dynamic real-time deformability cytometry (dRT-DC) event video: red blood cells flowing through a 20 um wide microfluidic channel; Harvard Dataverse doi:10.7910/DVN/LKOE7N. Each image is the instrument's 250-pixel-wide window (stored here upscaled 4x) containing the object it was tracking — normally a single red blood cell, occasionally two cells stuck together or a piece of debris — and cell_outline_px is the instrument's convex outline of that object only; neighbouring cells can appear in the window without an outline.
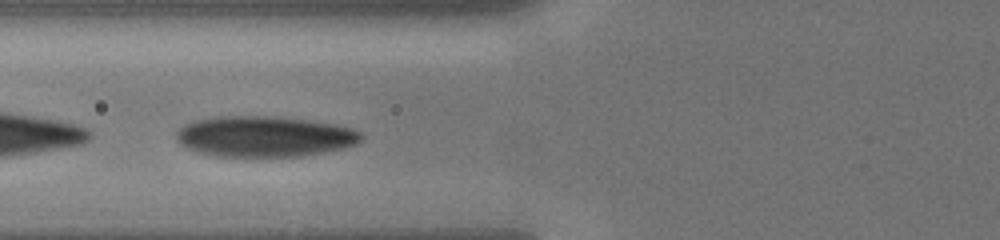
{"species": "human", "species_latin": "Homo sapiens", "temperature_condition": "cold", "stored_images_in_passage": 25, "camera_frame_rate_fps": 3000, "um_per_image_px": 0.085, "donor": {"sex": "male"}, "frame": {"image": 1, "passage_image": 12, "time_ms": 2.667, "image_size_px": [1000, 240], "cell_outline_px": [[360, 140], [356, 144], [344, 148], [324, 152], [300, 156], [212, 156], [184, 148], [176, 140], [176, 132], [184, 124], [192, 120], [212, 116], [268, 116], [304, 120], [336, 124], [352, 128], [360, 132]], "centroid_in_image_um": [22.4, 11.6], "position_along_channel_um": 103.4, "area_um2": 43.99}}
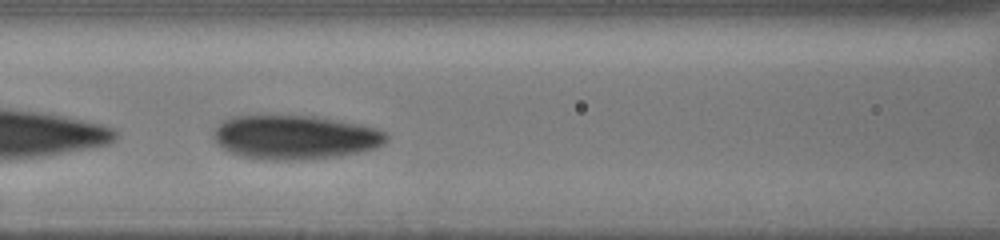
{"frame": {"image": 2, "passage_image": 17, "time_ms": 3.667, "image_size_px": [1000, 240], "cell_outline_px": [[388, 140], [384, 144], [376, 148], [360, 152], [340, 156], [308, 160], [264, 160], [240, 156], [228, 152], [212, 136], [212, 132], [228, 116], [316, 116], [360, 124], [376, 128], [388, 132]], "centroid_in_image_um": [25.11, 11.68], "position_along_channel_um": 141.5, "area_um2": 44.85}}
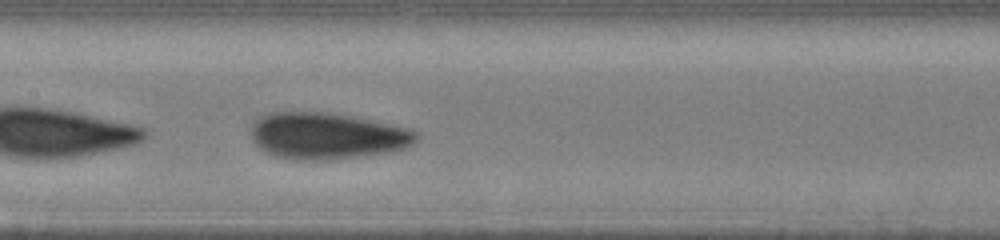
{"frame": {"image": 3, "passage_image": 22, "time_ms": 4.667, "image_size_px": [1000, 240], "cell_outline_px": [[420, 136], [412, 144], [404, 148], [388, 152], [328, 160], [292, 160], [276, 156], [260, 148], [252, 140], [252, 124], [260, 116], [272, 112], [328, 112], [352, 116], [412, 128]], "centroid_in_image_um": [27.81, 11.54], "position_along_channel_um": 179.6, "area_um2": 44.85}}